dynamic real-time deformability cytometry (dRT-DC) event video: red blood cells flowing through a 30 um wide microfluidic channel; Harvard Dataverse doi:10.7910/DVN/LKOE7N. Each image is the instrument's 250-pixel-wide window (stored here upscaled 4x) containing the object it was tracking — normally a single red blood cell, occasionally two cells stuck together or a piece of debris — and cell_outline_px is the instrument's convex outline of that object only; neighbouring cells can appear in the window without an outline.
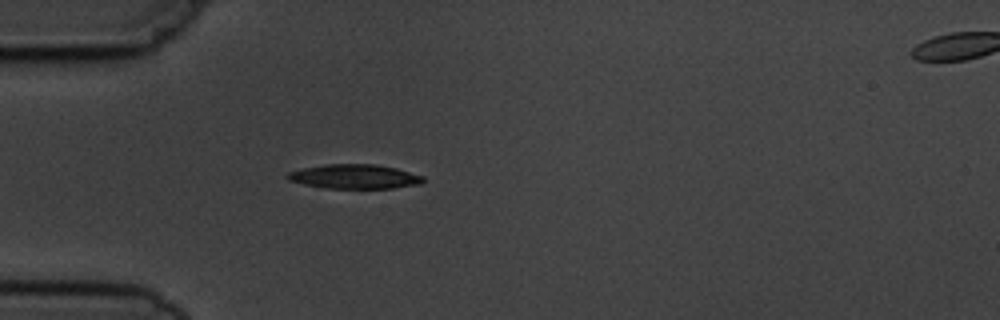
{"species": "common noctule bat (a hibernating species)", "species_latin": "Nyctalus noctula", "temperature_condition": "cold", "stored_images_in_passage": 3, "segment_of_instrument_passage": [1, 2], "camera_frame_rate_fps": 3000, "um_per_image_px": 0.085, "animal": {"sex": "male", "body_mass_g": 19.5, "forearm_length_mm": 54.6}, "frame": {"image": 1, "passage_image": 2, "time_ms": 1.333, "image_size_px": [1000, 320], "cell_outline_px": [[424, 180], [420, 184], [392, 188], [328, 188], [304, 184], [288, 180], [284, 176], [288, 172], [300, 168], [324, 164], [376, 164], [396, 168], [424, 176]], "centroid_in_image_um": [30.1, 15.0], "position_along_channel_um": 54.9, "area_um2": 19.31}}